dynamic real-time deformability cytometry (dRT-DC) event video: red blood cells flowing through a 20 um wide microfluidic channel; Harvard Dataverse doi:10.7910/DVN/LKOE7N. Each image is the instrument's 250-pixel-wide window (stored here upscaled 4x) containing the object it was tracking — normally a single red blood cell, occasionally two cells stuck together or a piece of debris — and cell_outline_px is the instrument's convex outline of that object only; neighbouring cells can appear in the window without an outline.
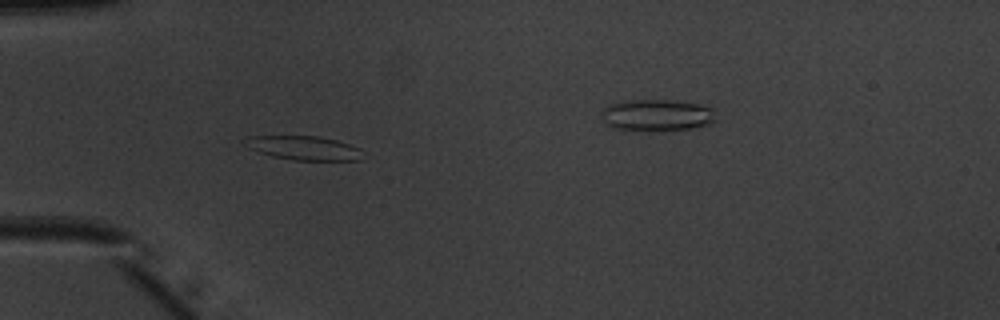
{"species": "common noctule bat (a hibernating species)", "species_latin": "Nyctalus noctula", "temperature_condition": "warm", "stored_images_in_passage": 47, "camera_frame_rate_fps": 3000, "um_per_image_px": 0.085, "animal": {"sex": "male", "body_mass_g": 20.1, "forearm_length_mm": 53.5}, "frame": {"image": 1, "passage_image": 11, "time_ms": 3.333, "image_size_px": [1000, 320], "cell_outline_px": [[360, 160], [292, 160], [272, 156], [248, 148], [248, 136], [320, 136], [336, 140], [360, 148]], "centroid_in_image_um": [25.85, 12.58], "position_along_channel_um": 59.2, "area_um2": 16.13}}
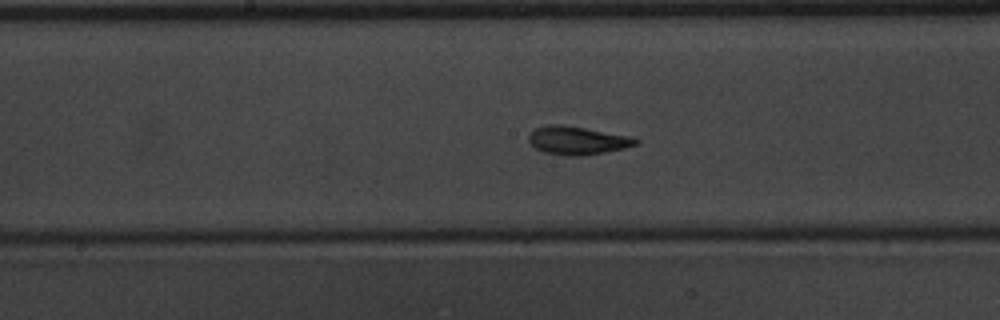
{"frame": {"image": 2, "passage_image": 22, "time_ms": 7.0, "image_size_px": [1000, 320], "cell_outline_px": [[640, 140], [636, 144], [624, 148], [584, 156], [568, 156], [544, 152], [536, 148], [528, 140], [528, 136], [536, 128], [548, 124], [560, 124], [632, 136]], "centroid_in_image_um": [49.08, 11.94], "position_along_channel_um": 199.1, "area_um2": 17.51}}
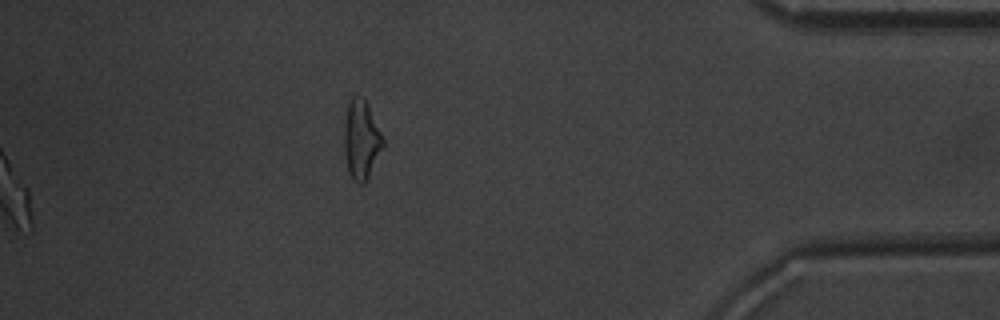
{"frame": {"image": 3, "passage_image": 47, "time_ms": 15.333, "image_size_px": [1000, 320], "cell_outline_px": [[384, 148], [364, 184], [356, 184], [352, 180], [348, 172], [344, 152], [344, 120], [348, 104], [352, 96], [364, 100], [368, 104], [384, 140]], "centroid_in_image_um": [30.7, 11.93], "position_along_channel_um": 404.5, "area_um2": 17.98}, "authors_computed_cell_mechanics": {"area_um2": 17.051, "velocity_mm_per_s": 3.98, "shape_relaxation_time_tau1_ms": 4.0364, "shape_relaxation_time_tau2_ms": 2.1646, "deformation_change_tau1": 0.1699, "deformation_change_tau2": 0.0951}}